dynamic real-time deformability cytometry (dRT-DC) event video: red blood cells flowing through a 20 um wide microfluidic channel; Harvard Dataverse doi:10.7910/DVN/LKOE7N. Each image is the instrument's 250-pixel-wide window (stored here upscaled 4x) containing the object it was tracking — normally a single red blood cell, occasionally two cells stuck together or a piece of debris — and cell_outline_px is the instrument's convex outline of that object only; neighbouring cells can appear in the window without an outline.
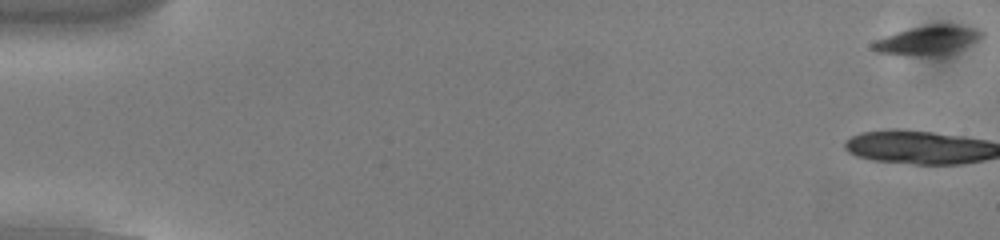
{"species": "common noctule bat (a hibernating species)", "species_latin": "Nyctalus noctula", "temperature_condition": "cold", "stored_images_in_passage": 17, "camera_frame_rate_fps": 3000, "um_per_image_px": 0.085, "animal": {"sex": "male", "body_mass_g": 13.0, "forearm_length_mm": 53.1}, "frame": {"image": 1, "passage_image": 1, "time_ms": 0.0, "image_size_px": [1000, 240], "cell_outline_px": [[984, 36], [968, 44], [944, 52], [928, 56], [920, 56], [876, 52], [872, 48], [872, 44], [876, 40], [884, 36], [896, 32], [912, 28], [932, 24], [948, 24], [976, 28], [984, 32]], "centroid_in_image_um": [78.81, 3.39], "position_along_channel_um": 6.2, "area_um2": 17.69}}